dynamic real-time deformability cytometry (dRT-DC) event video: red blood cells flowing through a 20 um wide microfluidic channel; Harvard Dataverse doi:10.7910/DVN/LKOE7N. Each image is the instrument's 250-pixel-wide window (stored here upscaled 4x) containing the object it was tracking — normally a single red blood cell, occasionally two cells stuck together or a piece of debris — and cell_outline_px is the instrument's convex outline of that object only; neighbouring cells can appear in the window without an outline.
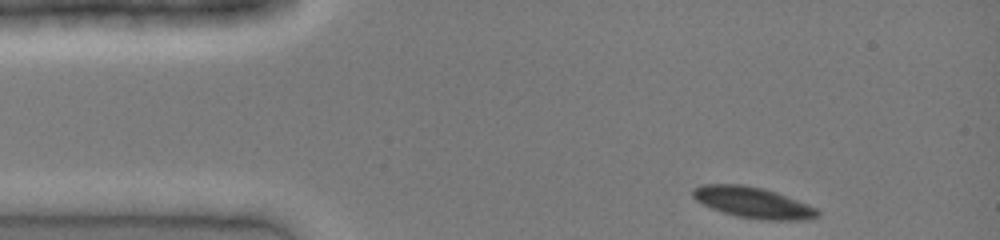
{"species": "common noctule bat (a hibernating species)", "species_latin": "Nyctalus noctula", "temperature_condition": "cold", "stored_images_in_passage": 33, "camera_frame_rate_fps": 3000, "um_per_image_px": 0.085, "animal": {"sex": "female", "body_mass_g": 19.0, "forearm_length_mm": 51.5}, "frame": {"image": 1, "passage_image": 1, "time_ms": 0.0, "image_size_px": [1000, 240], "cell_outline_px": [[820, 216], [808, 220], [764, 220], [736, 216], [712, 208], [696, 200], [692, 196], [692, 188], [700, 184], [744, 184], [764, 188], [776, 192], [816, 208], [820, 212]], "centroid_in_image_um": [64.0, 17.21], "position_along_channel_um": 21.0, "area_um2": 22.54}}
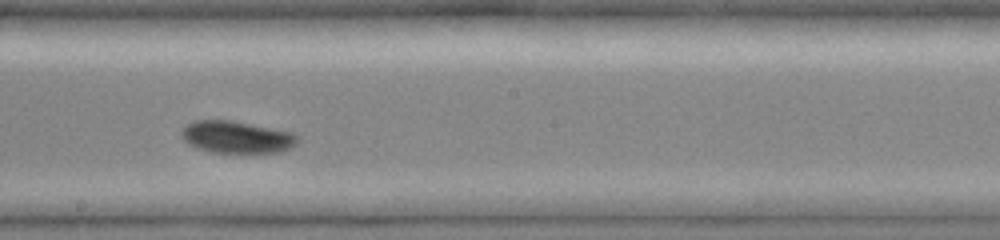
{"frame": {"image": 2, "passage_image": 19, "time_ms": 6.0, "image_size_px": [1000, 240], "cell_outline_px": [[300, 140], [292, 148], [280, 152], [212, 152], [196, 148], [188, 144], [180, 136], [180, 132], [188, 124], [196, 120], [232, 120], [292, 132], [300, 136]], "centroid_in_image_um": [20.14, 11.65], "position_along_channel_um": 228.1, "area_um2": 21.85}}
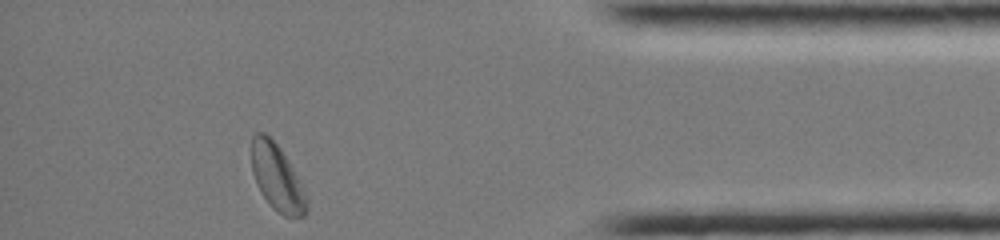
{"frame": {"image": 3, "passage_image": 33, "time_ms": 10.667, "image_size_px": [1000, 240], "cell_outline_px": [[308, 212], [304, 216], [292, 220], [284, 216], [272, 208], [260, 192], [256, 184], [252, 172], [252, 136], [256, 132], [264, 132], [280, 148], [288, 160], [300, 180], [304, 188], [308, 200]], "centroid_in_image_um": [23.58, 15.16], "position_along_channel_um": 411.6, "area_um2": 21.73}}